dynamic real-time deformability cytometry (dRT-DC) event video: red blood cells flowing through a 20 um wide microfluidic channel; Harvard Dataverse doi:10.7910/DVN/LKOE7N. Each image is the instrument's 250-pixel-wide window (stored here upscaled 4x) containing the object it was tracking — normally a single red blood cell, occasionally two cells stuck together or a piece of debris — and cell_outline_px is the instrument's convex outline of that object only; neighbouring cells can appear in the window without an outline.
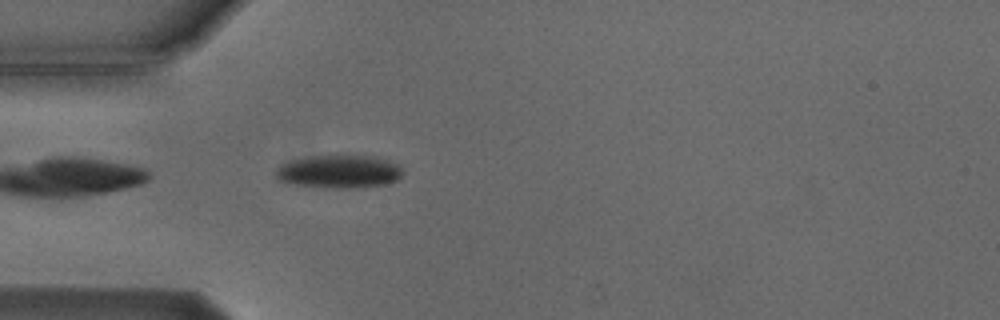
{"species": "Egyptian fruit bat (a non-hibernating species)", "species_latin": "Rousettus aegyptiacus", "temperature_condition": "cold", "stored_images_in_passage": 5, "camera_frame_rate_fps": 3000, "um_per_image_px": 0.085, "animal": {"sex": "male"}, "frame": {"image": 1, "passage_image": 5, "time_ms": 4.667, "image_size_px": [1000, 320], "cell_outline_px": [[404, 172], [396, 180], [384, 184], [364, 188], [324, 188], [284, 184], [276, 180], [276, 168], [280, 164], [292, 160], [312, 156], [336, 152], [372, 156], [396, 164]], "centroid_in_image_um": [28.73, 14.57], "position_along_channel_um": 56.3, "area_um2": 25.55}}